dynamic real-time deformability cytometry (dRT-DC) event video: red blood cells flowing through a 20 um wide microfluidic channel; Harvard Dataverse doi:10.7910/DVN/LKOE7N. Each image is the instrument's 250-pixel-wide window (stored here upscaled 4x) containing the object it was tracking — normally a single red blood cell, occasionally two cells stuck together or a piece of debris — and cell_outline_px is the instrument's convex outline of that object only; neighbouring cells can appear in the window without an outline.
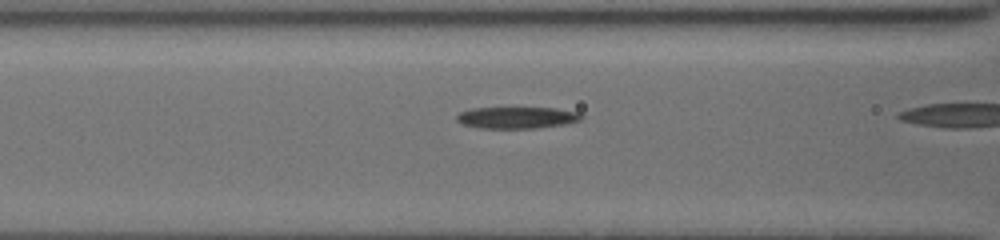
{"species": "common noctule bat (a hibernating species)", "species_latin": "Nyctalus noctula", "temperature_condition": "cold", "stored_images_in_passage": 17, "camera_frame_rate_fps": 3000, "um_per_image_px": 0.085, "animal": {"sex": "female", "body_mass_g": 19.5, "forearm_length_mm": 54.1}, "frame": {"image": 1, "passage_image": 15, "time_ms": 4.667, "image_size_px": [1000, 240], "cell_outline_px": [[584, 116], [580, 120], [564, 124], [536, 128], [476, 128], [460, 124], [456, 120], [456, 116], [460, 112], [472, 108], [556, 108], [580, 112]], "centroid_in_image_um": [43.91, 10.0], "position_along_channel_um": 122.7, "area_um2": 15.84}}